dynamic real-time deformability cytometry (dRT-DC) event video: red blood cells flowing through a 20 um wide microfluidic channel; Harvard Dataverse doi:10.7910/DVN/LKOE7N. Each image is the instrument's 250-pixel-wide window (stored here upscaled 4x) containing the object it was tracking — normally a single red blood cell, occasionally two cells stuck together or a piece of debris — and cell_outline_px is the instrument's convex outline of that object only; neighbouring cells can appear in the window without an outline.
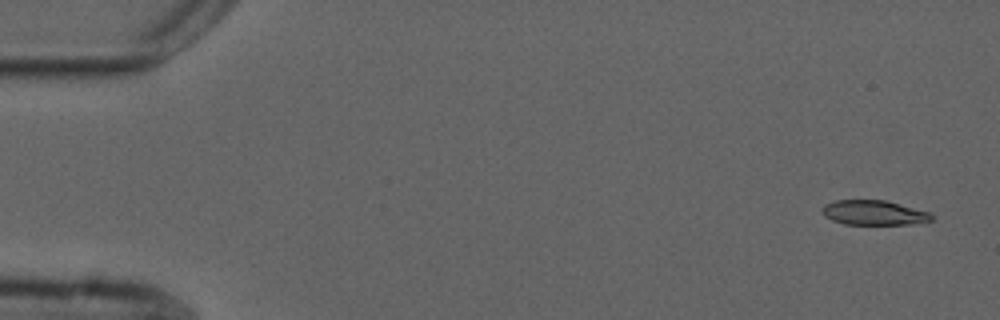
{"species": "common noctule bat (a hibernating species)", "species_latin": "Nyctalus noctula", "temperature_condition": "cold", "stored_images_in_passage": 6, "camera_frame_rate_fps": 3000, "um_per_image_px": 0.085, "animal": {"sex": "male", "forearm_length_mm": 52.5}, "frame": {"image": 1, "passage_image": 1, "time_ms": 0.0, "image_size_px": [1000, 320], "cell_outline_px": [[932, 220], [912, 224], [844, 224], [832, 220], [824, 216], [820, 208], [824, 204], [836, 200], [884, 200], [932, 212]], "centroid_in_image_um": [74.26, 18.07], "position_along_channel_um": 10.7, "area_um2": 15.84}}
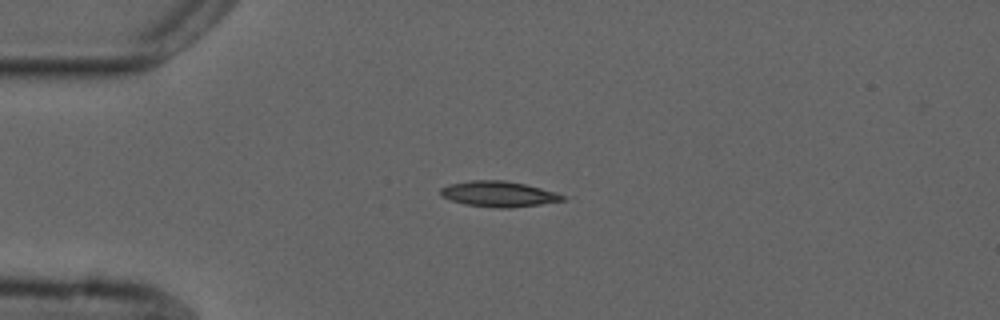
{"frame": {"image": 2, "passage_image": 4, "time_ms": 3.667, "image_size_px": [1000, 320], "cell_outline_px": [[564, 200], [540, 204], [512, 208], [496, 208], [464, 204], [440, 196], [440, 188], [448, 184], [472, 180], [504, 180], [524, 184], [556, 192], [564, 196]], "centroid_in_image_um": [42.34, 16.49], "position_along_channel_um": 42.7, "area_um2": 18.15}}
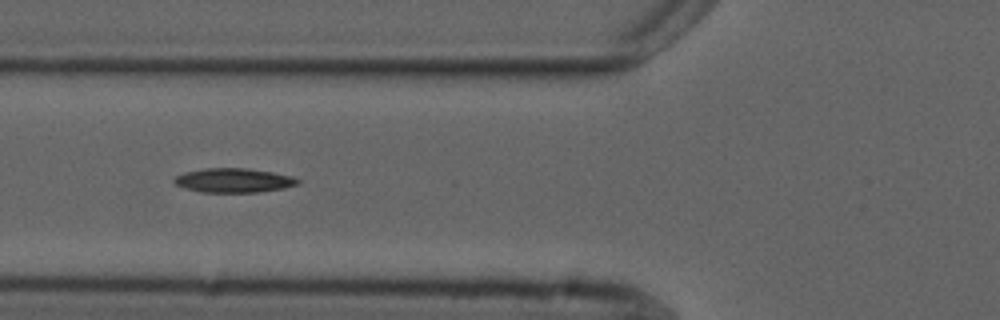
{"frame": {"image": 3, "passage_image": 6, "time_ms": 6.0, "image_size_px": [1000, 320], "cell_outline_px": [[300, 184], [284, 188], [260, 192], [204, 192], [184, 188], [172, 184], [172, 180], [176, 176], [184, 172], [204, 168], [248, 168], [272, 172], [292, 176], [300, 180]], "centroid_in_image_um": [19.85, 15.33], "position_along_channel_um": 106.0, "area_um2": 17.63}}